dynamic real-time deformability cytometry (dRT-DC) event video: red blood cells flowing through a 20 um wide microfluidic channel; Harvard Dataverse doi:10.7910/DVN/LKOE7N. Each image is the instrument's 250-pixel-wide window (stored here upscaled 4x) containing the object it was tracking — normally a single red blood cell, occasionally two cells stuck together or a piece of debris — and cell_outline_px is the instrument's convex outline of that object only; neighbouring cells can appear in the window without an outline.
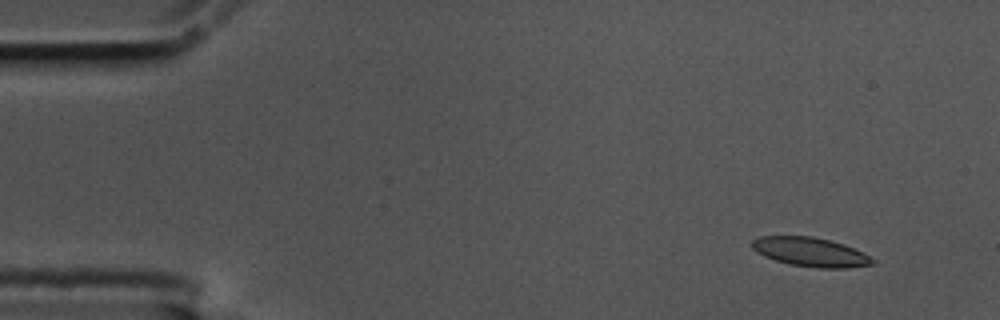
{"species": "common noctule bat (a hibernating species)", "species_latin": "Nyctalus noctula", "temperature_condition": "cold", "stored_images_in_passage": 7, "camera_frame_rate_fps": 3000, "um_per_image_px": 0.085, "animal": {"sex": "male", "body_mass_g": 17.5, "forearm_length_mm": 52.3}, "frame": {"image": 1, "passage_image": 2, "time_ms": 0.333, "image_size_px": [1000, 320], "cell_outline_px": [[876, 264], [848, 268], [820, 268], [792, 264], [776, 260], [764, 256], [756, 252], [752, 248], [752, 240], [760, 236], [812, 236], [844, 244], [876, 260]], "centroid_in_image_um": [68.89, 21.42], "position_along_channel_um": 16.1, "area_um2": 20.23}}
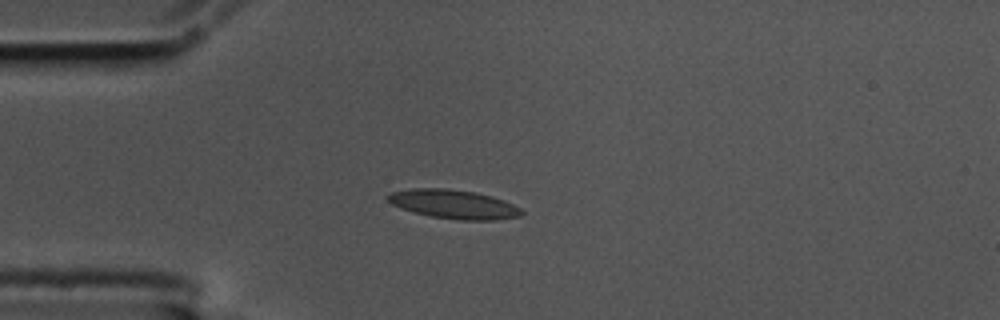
{"frame": {"image": 2, "passage_image": 5, "time_ms": 1.333, "image_size_px": [1000, 320], "cell_outline_px": [[524, 212], [520, 216], [496, 220], [460, 220], [432, 216], [400, 208], [392, 204], [388, 200], [388, 192], [412, 188], [440, 188], [476, 192], [492, 196], [504, 200], [520, 208]], "centroid_in_image_um": [38.57, 17.35], "position_along_channel_um": 46.4, "area_um2": 22.43}}